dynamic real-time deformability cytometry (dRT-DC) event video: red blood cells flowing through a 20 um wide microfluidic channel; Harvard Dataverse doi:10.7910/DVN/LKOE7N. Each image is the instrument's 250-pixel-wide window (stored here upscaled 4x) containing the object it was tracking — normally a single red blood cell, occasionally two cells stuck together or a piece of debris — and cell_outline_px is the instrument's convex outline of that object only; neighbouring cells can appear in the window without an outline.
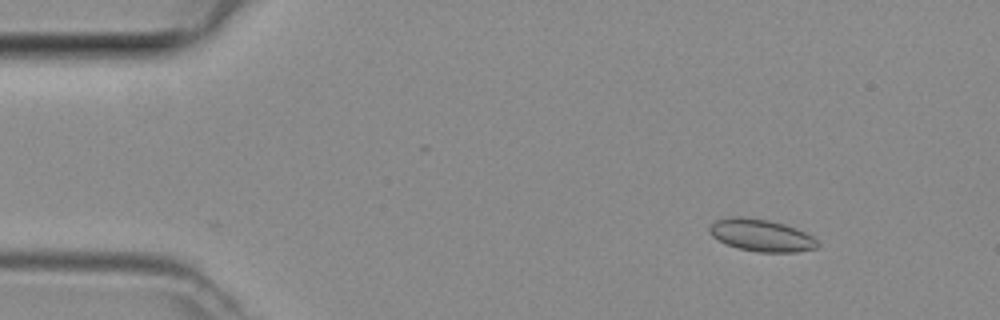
{"species": "common noctule bat (a hibernating species)", "species_latin": "Nyctalus noctula", "temperature_condition": "room temperature", "stored_images_in_passage": 43, "camera_frame_rate_fps": 3000, "um_per_image_px": 0.085, "animal": {"sex": "female", "body_mass_g": 29.2, "forearm_length_mm": 56.3}, "frame": {"image": 1, "passage_image": 1, "time_ms": 0.0, "image_size_px": [1000, 320], "cell_outline_px": [[820, 244], [816, 248], [796, 252], [756, 252], [740, 248], [728, 244], [712, 236], [708, 232], [708, 228], [716, 220], [728, 216], [740, 216], [768, 220], [784, 224], [796, 228], [812, 236]], "centroid_in_image_um": [64.7, 19.99], "position_along_channel_um": 20.3, "area_um2": 20.17}}
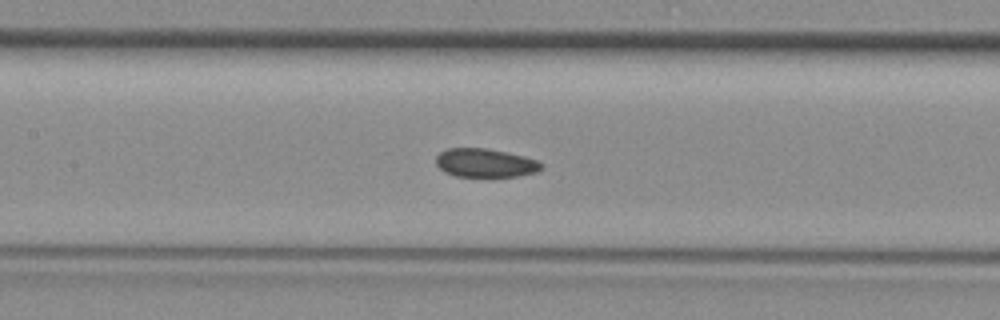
{"frame": {"image": 2, "passage_image": 17, "time_ms": 5.333, "image_size_px": [1000, 320], "cell_outline_px": [[544, 168], [536, 172], [516, 176], [456, 176], [444, 172], [436, 164], [436, 156], [440, 152], [448, 148], [484, 148], [524, 156], [536, 160], [544, 164]], "centroid_in_image_um": [41.25, 13.85], "position_along_channel_um": 166.2, "area_um2": 17.46}}
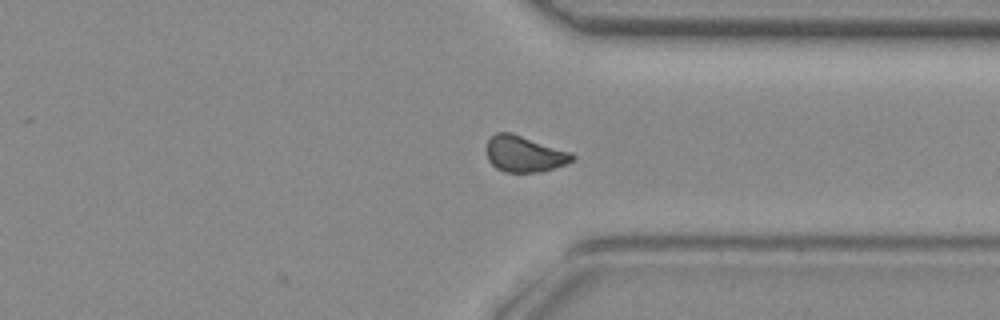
{"frame": {"image": 3, "passage_image": 31, "time_ms": 10.0, "image_size_px": [1000, 320], "cell_outline_px": [[576, 156], [572, 160], [564, 164], [540, 172], [504, 172], [496, 168], [488, 160], [488, 140], [496, 132], [512, 132], [572, 152]], "centroid_in_image_um": [44.58, 13.07], "position_along_channel_um": 366.8, "area_um2": 17.98}}